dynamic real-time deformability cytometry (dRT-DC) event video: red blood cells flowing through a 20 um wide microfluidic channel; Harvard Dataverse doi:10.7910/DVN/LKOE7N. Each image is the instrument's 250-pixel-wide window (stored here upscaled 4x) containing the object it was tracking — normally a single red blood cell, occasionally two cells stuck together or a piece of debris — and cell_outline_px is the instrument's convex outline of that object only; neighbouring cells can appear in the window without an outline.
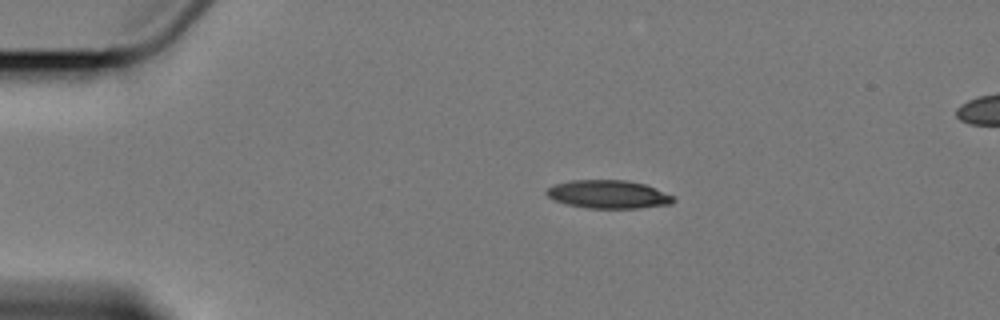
{"species": "Egyptian fruit bat (a non-hibernating species)", "species_latin": "Rousettus aegyptiacus", "temperature_condition": "cold", "stored_images_in_passage": 6, "camera_frame_rate_fps": 3000, "um_per_image_px": 0.085, "animal": {"sex": "female"}, "frame": {"image": 1, "passage_image": 3, "time_ms": 2.667, "image_size_px": [1000, 320], "cell_outline_px": [[676, 200], [672, 204], [640, 208], [588, 208], [568, 204], [556, 200], [548, 196], [544, 192], [548, 188], [556, 184], [572, 180], [628, 180], [644, 184], [656, 188], [676, 196]], "centroid_in_image_um": [51.78, 16.52], "position_along_channel_um": 33.2, "area_um2": 20.92}}
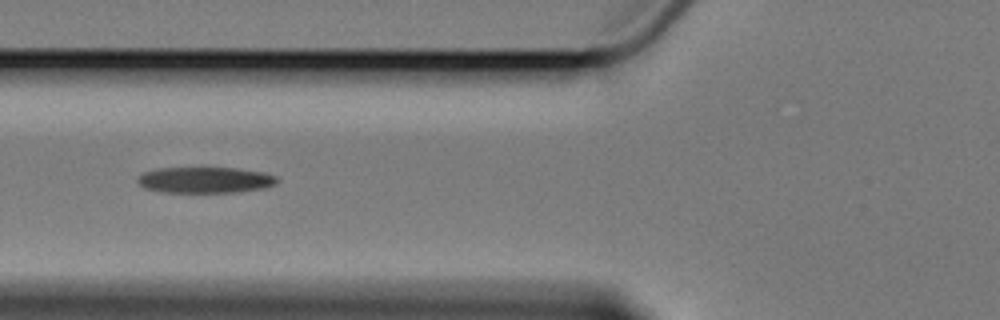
{"frame": {"image": 2, "passage_image": 6, "time_ms": 6.333, "image_size_px": [1000, 320], "cell_outline_px": [[280, 180], [276, 184], [264, 188], [236, 192], [160, 192], [144, 188], [136, 180], [144, 172], [156, 168], [236, 168], [264, 172], [276, 176]], "centroid_in_image_um": [17.46, 15.3], "position_along_channel_um": 108.3, "area_um2": 21.21}}